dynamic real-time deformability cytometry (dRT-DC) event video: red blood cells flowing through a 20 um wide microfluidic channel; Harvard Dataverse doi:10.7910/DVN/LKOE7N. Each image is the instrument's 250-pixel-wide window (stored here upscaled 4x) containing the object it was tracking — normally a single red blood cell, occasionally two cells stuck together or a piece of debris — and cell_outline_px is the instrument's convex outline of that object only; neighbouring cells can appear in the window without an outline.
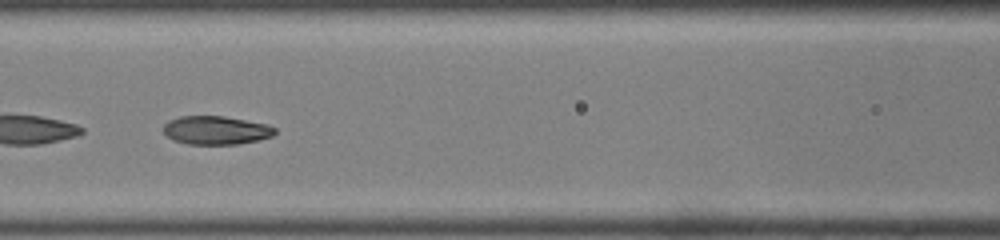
{"species": "common noctule bat (a hibernating species)", "species_latin": "Nyctalus noctula", "temperature_condition": "room temperature", "stored_images_in_passage": 45, "camera_frame_rate_fps": 3000, "um_per_image_px": 0.085, "animal": {"sex": "male", "body_mass_g": 19.0, "forearm_length_mm": 50.8}, "frame": {"image": 1, "passage_image": 20, "time_ms": 6.333, "image_size_px": [1000, 240], "cell_outline_px": [[276, 132], [272, 136], [256, 140], [236, 144], [188, 144], [172, 140], [164, 132], [164, 124], [168, 120], [180, 116], [224, 116], [268, 124], [276, 128]], "centroid_in_image_um": [18.35, 11.06], "position_along_channel_um": 148.2, "area_um2": 18.5}}
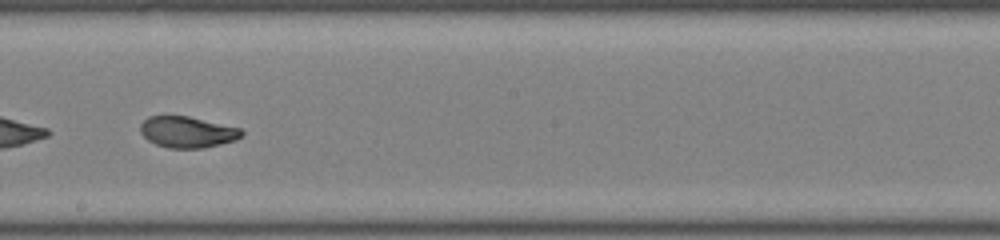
{"frame": {"image": 2, "passage_image": 26, "time_ms": 8.333, "image_size_px": [1000, 240], "cell_outline_px": [[244, 132], [236, 140], [204, 148], [168, 148], [156, 144], [148, 140], [140, 132], [140, 124], [148, 116], [188, 116], [240, 128]], "centroid_in_image_um": [15.91, 11.22], "position_along_channel_um": 232.3, "area_um2": 18.32}}
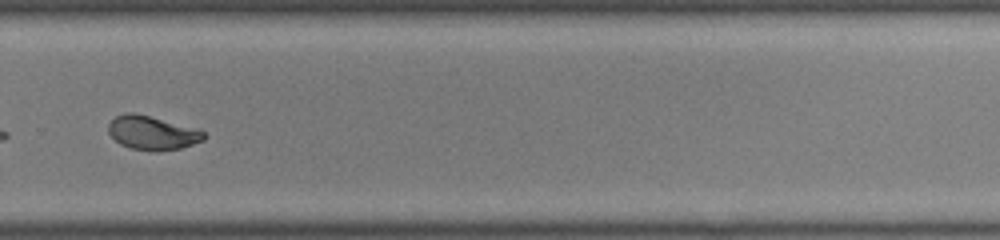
{"frame": {"image": 3, "passage_image": 32, "time_ms": 10.333, "image_size_px": [1000, 240], "cell_outline_px": [[204, 140], [180, 148], [160, 152], [156, 152], [128, 148], [120, 144], [108, 132], [108, 124], [116, 116], [124, 112], [132, 112], [148, 116], [204, 132]], "centroid_in_image_um": [12.86, 11.32], "position_along_channel_um": 316.9, "area_um2": 18.44}, "authors_computed_cell_mechanics": {"area_um2": 19.652, "velocity_mm_per_s": 4.2271, "shape_relaxation_time_tau1_ms": 11.0179, "shape_relaxation_time_tau2_ms": 1.0866, "deformation_change_tau1": 0.3204, "deformation_change_tau2": 0.0605}}